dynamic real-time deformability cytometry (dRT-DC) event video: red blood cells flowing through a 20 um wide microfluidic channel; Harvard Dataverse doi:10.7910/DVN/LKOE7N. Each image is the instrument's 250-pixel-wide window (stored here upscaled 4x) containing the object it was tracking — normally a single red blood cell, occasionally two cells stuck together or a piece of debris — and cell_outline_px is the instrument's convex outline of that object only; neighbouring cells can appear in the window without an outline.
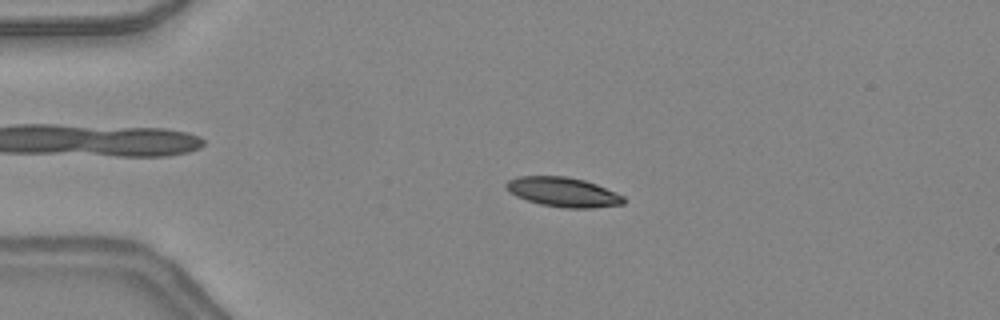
{"species": "common noctule bat (a hibernating species)", "species_latin": "Nyctalus noctula", "temperature_condition": "warm", "stored_images_in_passage": 47, "camera_frame_rate_fps": 3000, "um_per_image_px": 0.085, "animal": {"sex": "female", "body_mass_g": 24.6, "forearm_length_mm": 56.2}, "frame": {"image": 1, "passage_image": 11, "time_ms": 3.333, "image_size_px": [1000, 320], "cell_outline_px": [[624, 204], [592, 208], [564, 208], [540, 204], [516, 196], [504, 188], [504, 184], [508, 180], [516, 176], [568, 176], [584, 180], [596, 184], [616, 192], [624, 196]], "centroid_in_image_um": [47.84, 16.32], "position_along_channel_um": 37.2, "area_um2": 20.35}}
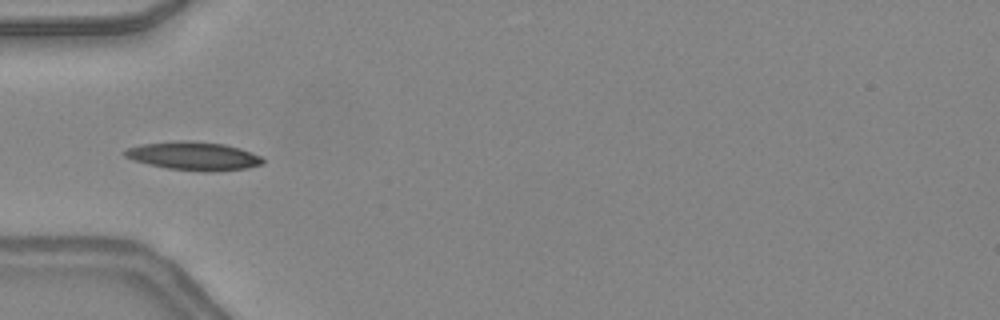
{"frame": {"image": 2, "passage_image": 16, "time_ms": 5.0, "image_size_px": [1000, 320], "cell_outline_px": [[264, 164], [248, 168], [212, 172], [204, 172], [168, 168], [148, 164], [132, 160], [124, 156], [120, 152], [124, 148], [140, 144], [188, 140], [224, 144], [240, 148], [252, 152], [260, 156], [264, 160]], "centroid_in_image_um": [16.43, 13.26], "position_along_channel_um": 68.6, "area_um2": 23.12}}
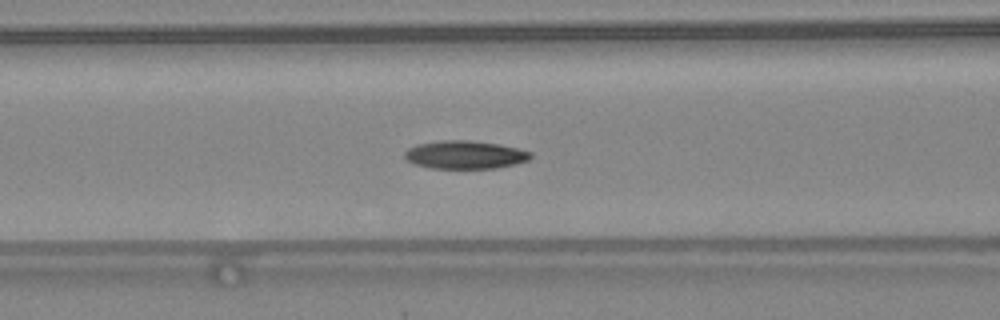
{"frame": {"image": 3, "passage_image": 20, "time_ms": 6.333, "image_size_px": [1000, 320], "cell_outline_px": [[532, 156], [528, 160], [516, 164], [496, 168], [428, 168], [412, 164], [404, 160], [404, 152], [408, 148], [416, 144], [444, 140], [468, 140], [500, 144], [532, 152]], "centroid_in_image_um": [39.48, 13.16], "position_along_channel_um": 127.1, "area_um2": 20.87}, "authors_computed_cell_mechanics": {"area_um2": 20.2878, "velocity_mm_per_s": 4.375, "shape_relaxation_time_tau1_ms": 3.3742, "shape_relaxation_time_tau2_ms": 7.1376, "deformation_change_tau1": 0.151, "deformation_change_tau2": 0.1417}}